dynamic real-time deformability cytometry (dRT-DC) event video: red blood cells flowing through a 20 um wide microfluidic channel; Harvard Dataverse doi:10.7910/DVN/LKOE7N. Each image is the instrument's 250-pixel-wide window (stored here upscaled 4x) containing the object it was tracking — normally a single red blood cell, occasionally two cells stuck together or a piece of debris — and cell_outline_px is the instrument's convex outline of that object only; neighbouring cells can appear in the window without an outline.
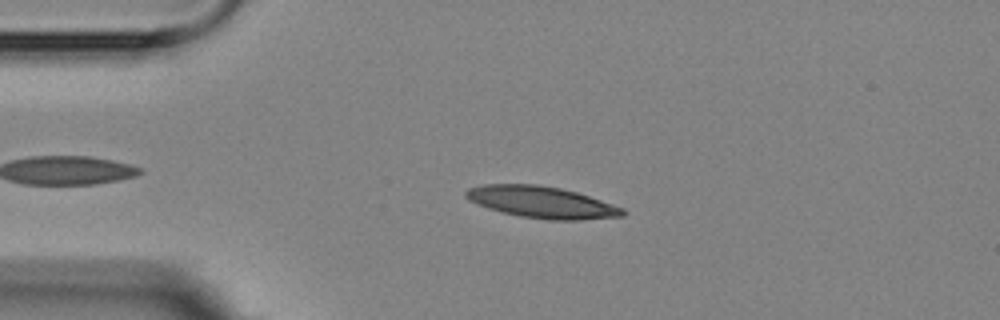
{"species": "Egyptian fruit bat (a non-hibernating species)", "species_latin": "Rousettus aegyptiacus", "temperature_condition": "room temperature", "stored_images_in_passage": 4, "camera_frame_rate_fps": 3000, "um_per_image_px": 0.085, "animal": {"sex": "female"}, "frame": {"image": 1, "passage_image": 4, "time_ms": 3.667, "image_size_px": [1000, 320], "cell_outline_px": [[628, 212], [624, 216], [580, 220], [548, 220], [520, 216], [488, 208], [468, 200], [464, 196], [464, 192], [468, 188], [484, 184], [536, 184], [560, 188], [576, 192], [624, 208]], "centroid_in_image_um": [46.05, 17.19], "position_along_channel_um": 39.0, "area_um2": 28.9}}